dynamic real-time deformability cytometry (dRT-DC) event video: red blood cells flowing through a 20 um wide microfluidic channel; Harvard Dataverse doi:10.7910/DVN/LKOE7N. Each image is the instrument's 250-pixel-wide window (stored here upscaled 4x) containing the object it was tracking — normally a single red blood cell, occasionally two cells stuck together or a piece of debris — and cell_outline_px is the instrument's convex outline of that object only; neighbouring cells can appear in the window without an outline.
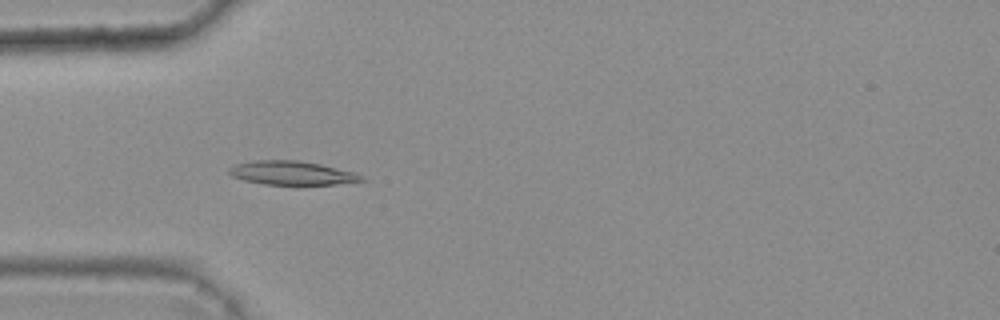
{"species": "common noctule bat (a hibernating species)", "species_latin": "Nyctalus noctula", "temperature_condition": "warm", "stored_images_in_passage": 6, "camera_frame_rate_fps": 3000, "um_per_image_px": 0.085, "animal": {"sex": "female", "body_mass_g": 25.1}, "frame": {"image": 1, "passage_image": 5, "time_ms": 1.333, "image_size_px": [1000, 320], "cell_outline_px": [[368, 180], [336, 184], [264, 184], [244, 180], [232, 176], [228, 172], [228, 168], [236, 164], [252, 160], [300, 160], [320, 164], [356, 172], [364, 176]], "centroid_in_image_um": [24.84, 14.69], "position_along_channel_um": 60.2, "area_um2": 18.44}}
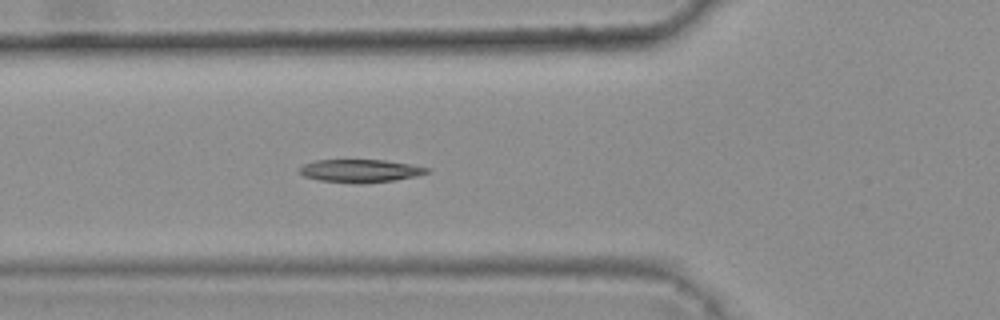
{"frame": {"image": 2, "passage_image": 6, "time_ms": 1.667, "image_size_px": [1000, 320], "cell_outline_px": [[432, 172], [416, 176], [392, 180], [360, 184], [356, 184], [320, 180], [304, 176], [300, 172], [300, 168], [304, 164], [316, 160], [384, 160], [408, 164], [428, 168]], "centroid_in_image_um": [30.62, 14.52], "position_along_channel_um": 95.2, "area_um2": 16.88}}